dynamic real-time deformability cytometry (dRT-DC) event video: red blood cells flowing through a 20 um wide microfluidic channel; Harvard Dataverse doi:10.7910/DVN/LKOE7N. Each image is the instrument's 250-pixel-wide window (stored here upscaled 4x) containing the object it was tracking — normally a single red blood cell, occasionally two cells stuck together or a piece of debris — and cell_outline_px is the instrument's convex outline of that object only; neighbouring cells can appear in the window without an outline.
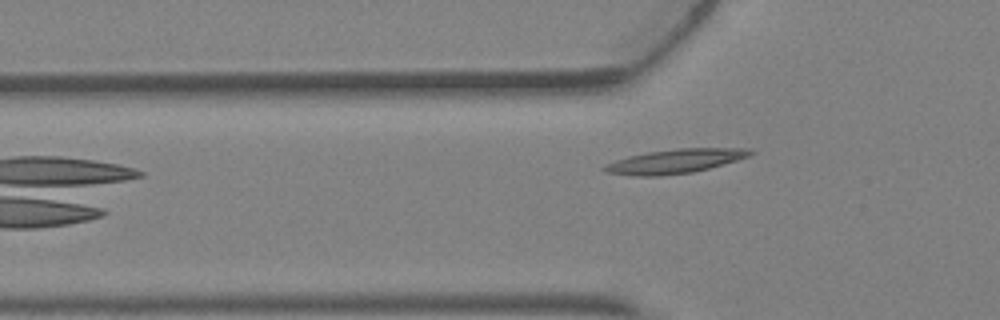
{"species": "Egyptian fruit bat (a non-hibernating species)", "species_latin": "Rousettus aegyptiacus", "temperature_condition": "warm", "stored_images_in_passage": 4, "camera_frame_rate_fps": 3000, "um_per_image_px": 0.085, "animal": {"sex": "female"}, "frame": {"image": 1, "passage_image": 4, "time_ms": 1.0, "image_size_px": [1000, 320], "cell_outline_px": [[756, 152], [748, 156], [736, 160], [708, 168], [692, 172], [656, 176], [636, 176], [608, 172], [600, 168], [604, 164], [628, 156], [648, 152], [676, 148], [748, 148]], "centroid_in_image_um": [57.36, 13.69], "position_along_channel_um": 68.4, "area_um2": 20.35}}